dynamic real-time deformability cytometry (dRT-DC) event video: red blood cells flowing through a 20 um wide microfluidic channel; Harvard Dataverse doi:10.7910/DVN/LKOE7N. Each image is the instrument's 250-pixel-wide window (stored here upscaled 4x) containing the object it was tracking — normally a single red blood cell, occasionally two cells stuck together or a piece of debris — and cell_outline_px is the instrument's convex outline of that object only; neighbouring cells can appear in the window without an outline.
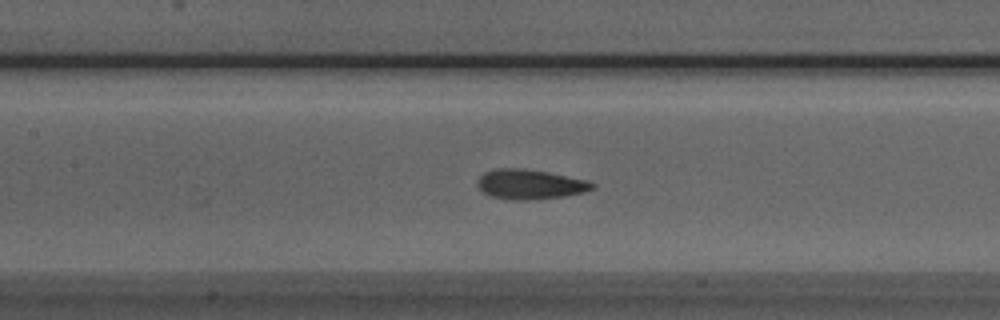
{"species": "Egyptian fruit bat (a non-hibernating species)", "species_latin": "Rousettus aegyptiacus", "temperature_condition": "room temperature", "stored_images_in_passage": 52, "camera_frame_rate_fps": 3000, "um_per_image_px": 0.085, "animal": {"sex": "male"}, "frame": {"image": 1, "passage_image": 23, "time_ms": 7.333, "image_size_px": [1000, 320], "cell_outline_px": [[596, 188], [584, 192], [564, 196], [528, 200], [512, 200], [492, 196], [484, 192], [476, 184], [476, 180], [484, 172], [496, 168], [520, 168], [548, 172], [588, 180], [596, 184]], "centroid_in_image_um": [45.07, 15.66], "position_along_channel_um": 162.3, "area_um2": 20.0}}
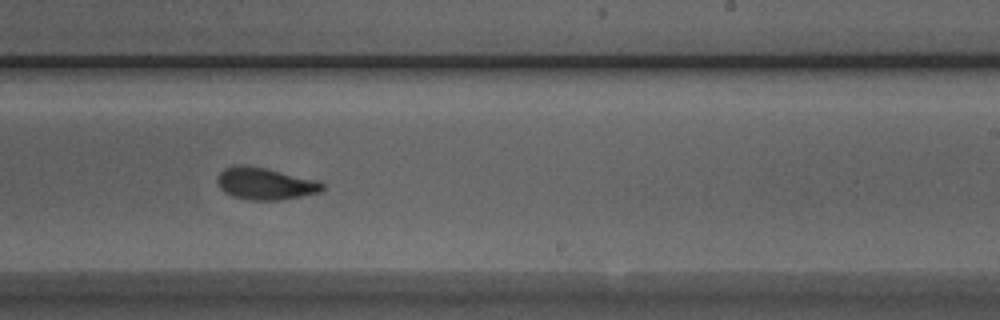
{"frame": {"image": 2, "passage_image": 31, "time_ms": 10.0, "image_size_px": [1000, 320], "cell_outline_px": [[324, 188], [320, 192], [280, 200], [248, 200], [232, 196], [224, 192], [220, 188], [216, 180], [220, 172], [224, 168], [232, 164], [248, 164], [316, 180], [324, 184]], "centroid_in_image_um": [22.48, 15.59], "position_along_channel_um": 266.5, "area_um2": 19.71}}
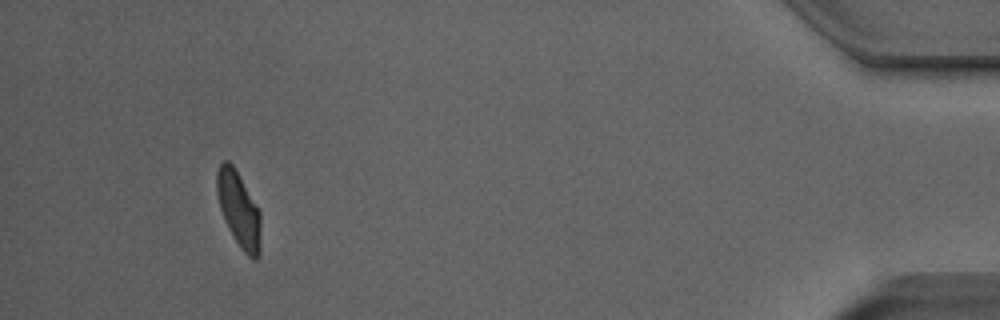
{"frame": {"image": 3, "passage_image": 48, "time_ms": 15.667, "image_size_px": [1000, 320], "cell_outline_px": [[260, 256], [256, 260], [252, 260], [240, 248], [228, 228], [224, 220], [220, 208], [216, 192], [216, 172], [220, 164], [224, 160], [228, 160], [232, 164], [260, 212]], "centroid_in_image_um": [20.28, 17.84], "position_along_channel_um": 414.9, "area_um2": 19.19}, "authors_computed_cell_mechanics": {"area_um2": 19.5942, "velocity_mm_per_s": 3.9258, "shape_relaxation_time_tau1_ms": 4.9946, "shape_relaxation_time_tau2_ms": 1.5295, "deformation_change_tau1": 0.1503, "deformation_change_tau2": 0.0795}}